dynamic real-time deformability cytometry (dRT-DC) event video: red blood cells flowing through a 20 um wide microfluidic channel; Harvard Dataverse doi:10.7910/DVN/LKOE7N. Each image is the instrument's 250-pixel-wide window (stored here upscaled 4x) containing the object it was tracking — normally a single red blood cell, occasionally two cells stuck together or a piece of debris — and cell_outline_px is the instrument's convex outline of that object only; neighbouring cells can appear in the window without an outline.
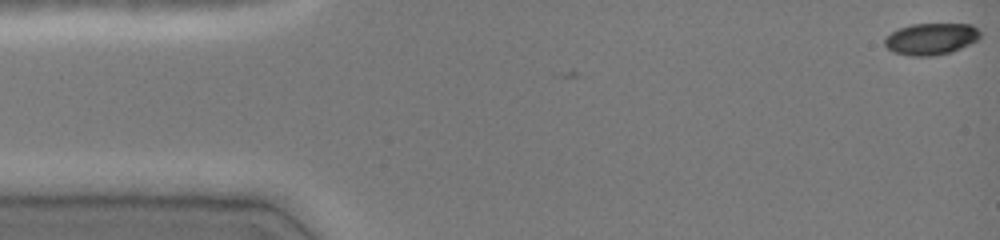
{"species": "common noctule bat (a hibernating species)", "species_latin": "Nyctalus noctula", "temperature_condition": "cold", "stored_images_in_passage": 3, "camera_frame_rate_fps": 3000, "um_per_image_px": 0.085, "animal": {"sex": "female", "body_mass_g": 19.0, "forearm_length_mm": 51.5}, "frame": {"image": 1, "passage_image": 3, "time_ms": 0.667, "image_size_px": [1000, 240], "cell_outline_px": [[980, 40], [952, 52], [932, 56], [912, 56], [892, 52], [884, 44], [884, 40], [892, 32], [900, 28], [912, 24], [972, 24], [980, 32]], "centroid_in_image_um": [79.17, 3.31], "position_along_channel_um": 5.8, "area_um2": 17.69}}